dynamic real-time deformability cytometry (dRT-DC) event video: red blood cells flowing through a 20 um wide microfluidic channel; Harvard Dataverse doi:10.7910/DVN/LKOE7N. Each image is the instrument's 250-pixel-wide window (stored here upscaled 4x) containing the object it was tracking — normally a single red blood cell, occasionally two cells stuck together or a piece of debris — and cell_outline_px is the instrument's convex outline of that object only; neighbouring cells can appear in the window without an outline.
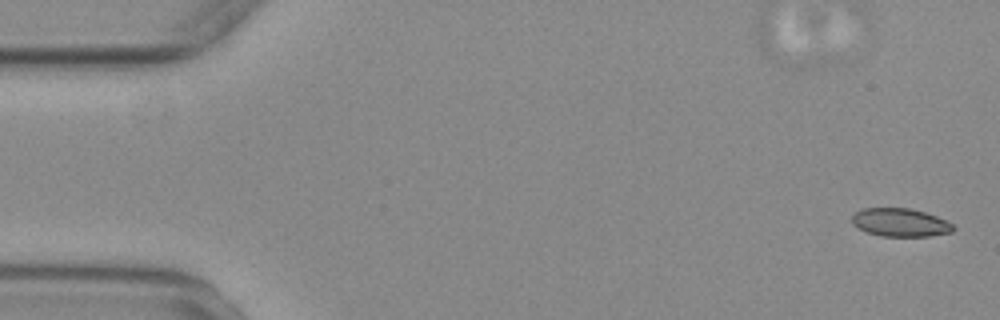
{"species": "common noctule bat (a hibernating species)", "species_latin": "Nyctalus noctula", "temperature_condition": "warm", "stored_images_in_passage": 21, "camera_frame_rate_fps": 3000, "um_per_image_px": 0.085, "animal": {"sex": "female", "body_mass_g": 29.2, "forearm_length_mm": 56.3}, "frame": {"image": 1, "passage_image": 2, "time_ms": 0.333, "image_size_px": [1000, 320], "cell_outline_px": [[956, 228], [952, 232], [928, 236], [880, 236], [868, 232], [852, 224], [852, 216], [856, 212], [864, 208], [908, 208], [924, 212], [936, 216], [952, 224]], "centroid_in_image_um": [76.52, 18.91], "position_along_channel_um": 8.5, "area_um2": 16.47}}
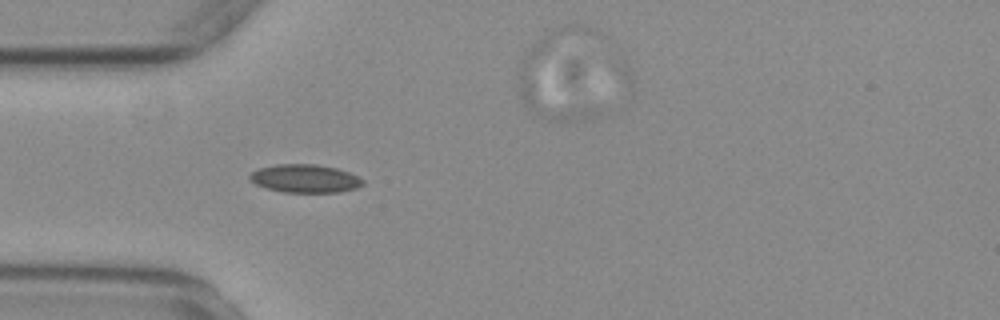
{"frame": {"image": 2, "passage_image": 17, "time_ms": 5.333, "image_size_px": [1000, 320], "cell_outline_px": [[364, 184], [356, 188], [340, 192], [284, 192], [264, 188], [256, 184], [248, 176], [252, 172], [260, 168], [276, 164], [316, 164], [336, 168], [348, 172], [364, 180]], "centroid_in_image_um": [25.93, 15.18], "position_along_channel_um": 59.1, "area_um2": 18.5}}